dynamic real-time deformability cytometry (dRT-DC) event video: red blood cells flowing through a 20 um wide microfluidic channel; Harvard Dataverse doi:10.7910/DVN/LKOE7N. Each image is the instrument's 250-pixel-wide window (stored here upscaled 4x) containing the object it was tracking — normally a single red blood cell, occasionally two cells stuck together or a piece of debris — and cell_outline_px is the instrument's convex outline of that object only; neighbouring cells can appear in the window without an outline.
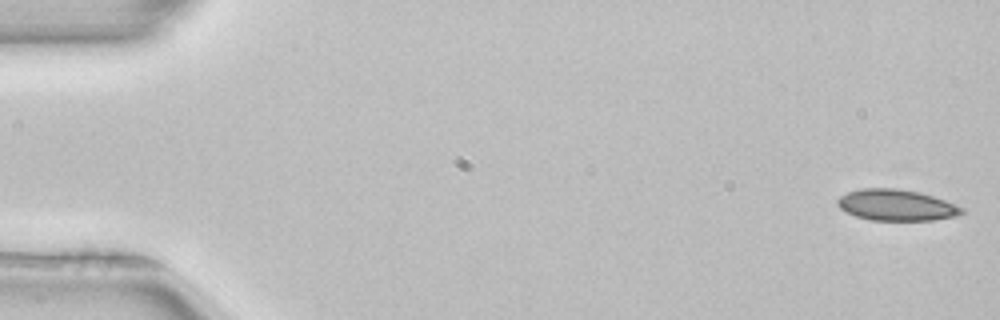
{"species": "common noctule bat (a hibernating species)", "species_latin": "Nyctalus noctula", "temperature_condition": "room temperature", "stored_images_in_passage": 51, "camera_frame_rate_fps": 3000, "um_per_image_px": 0.085, "animal": {"sex": "female", "body_mass_g": 22.7, "forearm_length_mm": 54.2}, "frame": {"image": 1, "passage_image": 1, "time_ms": 0.0, "image_size_px": [1000, 320], "cell_outline_px": [[964, 212], [956, 216], [932, 220], [872, 220], [856, 216], [840, 208], [836, 204], [836, 200], [840, 196], [848, 192], [860, 188], [896, 188], [920, 192], [944, 200], [964, 208]], "centroid_in_image_um": [76.17, 17.42], "position_along_channel_um": 8.8, "area_um2": 22.48}}
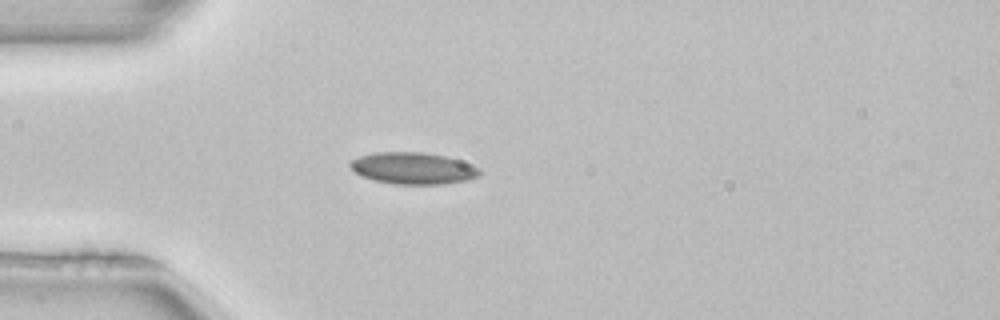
{"frame": {"image": 2, "passage_image": 14, "time_ms": 4.333, "image_size_px": [1000, 320], "cell_outline_px": [[484, 172], [480, 176], [468, 180], [444, 184], [392, 184], [360, 176], [348, 164], [352, 160], [360, 156], [376, 152], [420, 152], [444, 156], [460, 160]], "centroid_in_image_um": [35.12, 14.31], "position_along_channel_um": 49.9, "area_um2": 23.81}}
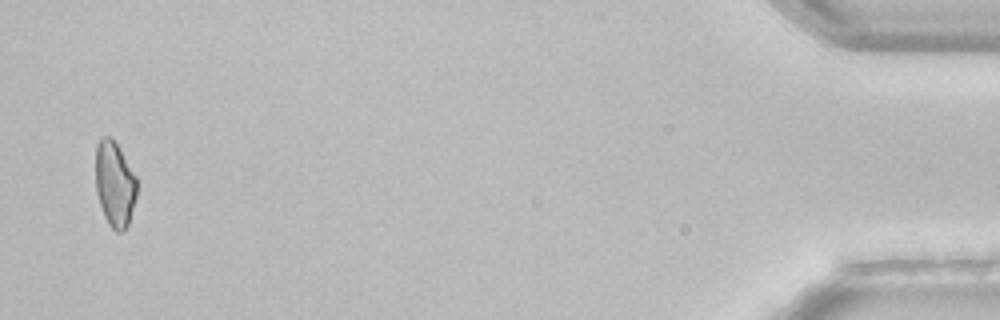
{"frame": {"image": 3, "passage_image": 50, "time_ms": 16.333, "image_size_px": [1000, 320], "cell_outline_px": [[136, 196], [128, 224], [124, 232], [116, 232], [108, 224], [104, 216], [96, 192], [96, 144], [104, 136], [112, 136], [136, 176]], "centroid_in_image_um": [9.74, 15.65], "position_along_channel_um": 425.5, "area_um2": 20.46}}